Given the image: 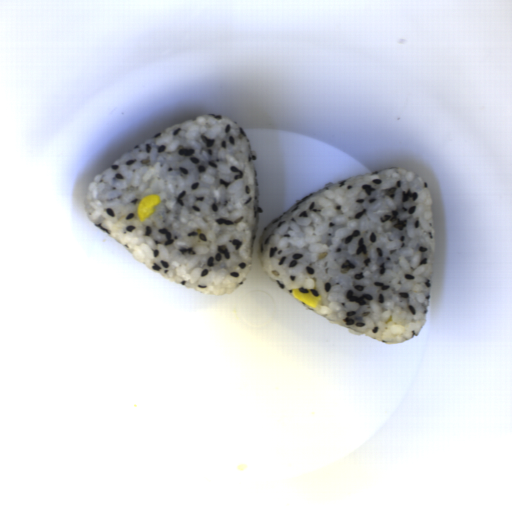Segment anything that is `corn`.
<instances>
[{"mask_svg":"<svg viewBox=\"0 0 512 512\" xmlns=\"http://www.w3.org/2000/svg\"><path fill=\"white\" fill-rule=\"evenodd\" d=\"M160 204H162L161 196L157 194L145 196L138 204L137 219L141 222H145Z\"/></svg>","mask_w":512,"mask_h":512,"instance_id":"51d56268","label":"corn"},{"mask_svg":"<svg viewBox=\"0 0 512 512\" xmlns=\"http://www.w3.org/2000/svg\"><path fill=\"white\" fill-rule=\"evenodd\" d=\"M291 292L294 299L312 308H316L321 299V296L313 295V293L309 291L301 292L299 288L292 289Z\"/></svg>","mask_w":512,"mask_h":512,"instance_id":"f1292c28","label":"corn"}]
</instances>
